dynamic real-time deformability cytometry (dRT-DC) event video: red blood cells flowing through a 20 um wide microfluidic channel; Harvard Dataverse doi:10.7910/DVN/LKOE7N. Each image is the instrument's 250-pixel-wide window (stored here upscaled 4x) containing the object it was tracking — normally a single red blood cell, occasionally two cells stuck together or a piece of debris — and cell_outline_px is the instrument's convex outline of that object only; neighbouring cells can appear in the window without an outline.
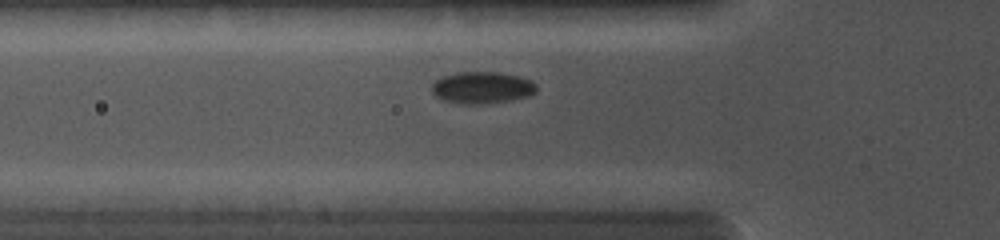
{"species": "common noctule bat (a hibernating species)", "species_latin": "Nyctalus noctula", "temperature_condition": "cold", "stored_images_in_passage": 27, "camera_frame_rate_fps": 5000, "um_per_image_px": 0.085, "animal": {"sex": "female", "body_mass_g": 19.0, "forearm_length_mm": 56.7}, "frame": {"image": 1, "passage_image": 4, "time_ms": 1.8, "image_size_px": [1000, 240], "cell_outline_px": [[536, 92], [528, 96], [508, 100], [476, 104], [464, 104], [444, 100], [436, 96], [432, 92], [432, 84], [436, 80], [444, 76], [456, 72], [500, 72], [532, 80], [536, 84]], "centroid_in_image_um": [40.97, 7.43], "position_along_channel_um": 84.8, "area_um2": 19.19}}
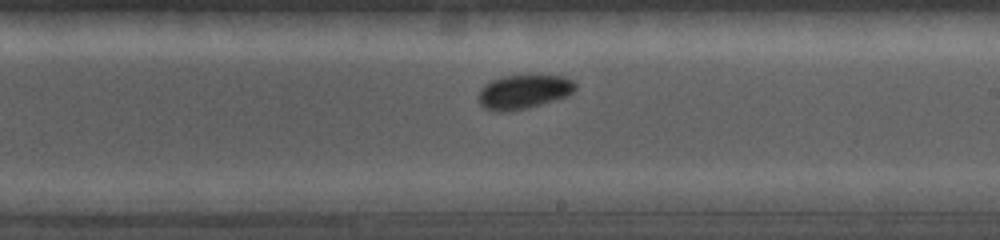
{"frame": {"image": 2, "passage_image": 11, "time_ms": 5.4, "image_size_px": [1000, 240], "cell_outline_px": [[576, 88], [572, 92], [564, 96], [540, 104], [508, 112], [492, 112], [484, 108], [476, 100], [476, 96], [480, 88], [484, 84], [492, 80], [504, 76], [564, 76], [572, 80], [576, 84]], "centroid_in_image_um": [44.41, 7.81], "position_along_channel_um": 244.6, "area_um2": 19.19}}
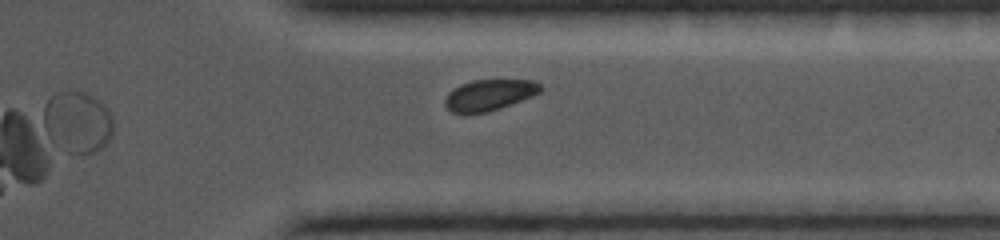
{"frame": {"image": 3, "passage_image": 22, "time_ms": 8.2, "image_size_px": [1000, 240], "cell_outline_px": [[544, 88], [540, 92], [532, 96], [500, 108], [488, 112], [452, 112], [444, 104], [444, 100], [448, 92], [452, 88], [460, 84], [472, 80], [532, 80], [540, 84]], "centroid_in_image_um": [41.58, 8.05], "position_along_channel_um": 369.8, "area_um2": 17.17}}